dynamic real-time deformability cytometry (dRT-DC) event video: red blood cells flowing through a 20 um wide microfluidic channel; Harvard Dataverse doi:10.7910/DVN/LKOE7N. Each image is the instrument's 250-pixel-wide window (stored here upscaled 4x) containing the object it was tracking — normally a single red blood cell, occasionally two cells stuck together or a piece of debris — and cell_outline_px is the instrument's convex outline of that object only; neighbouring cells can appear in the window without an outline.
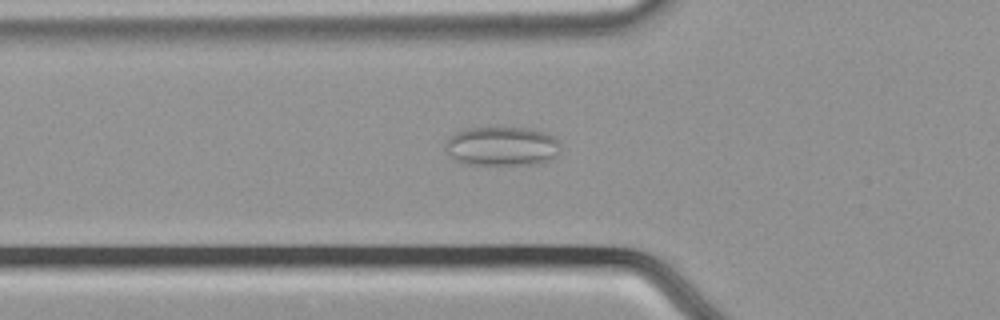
{"species": "common noctule bat (a hibernating species)", "species_latin": "Nyctalus noctula", "temperature_condition": "cold", "stored_images_in_passage": 38, "camera_frame_rate_fps": 3000, "um_per_image_px": 0.085, "animal": {"sex": "male", "body_mass_g": 21.5, "forearm_length_mm": 52.0}, "frame": {"image": 1, "passage_image": 6, "time_ms": 1.667, "image_size_px": [1000, 320], "cell_outline_px": [[560, 152], [552, 160], [536, 164], [464, 164], [456, 160], [448, 152], [444, 144], [456, 132], [464, 128], [528, 128], [544, 132], [556, 136], [560, 140]], "centroid_in_image_um": [42.73, 12.43], "position_along_channel_um": 83.1, "area_um2": 26.41}}
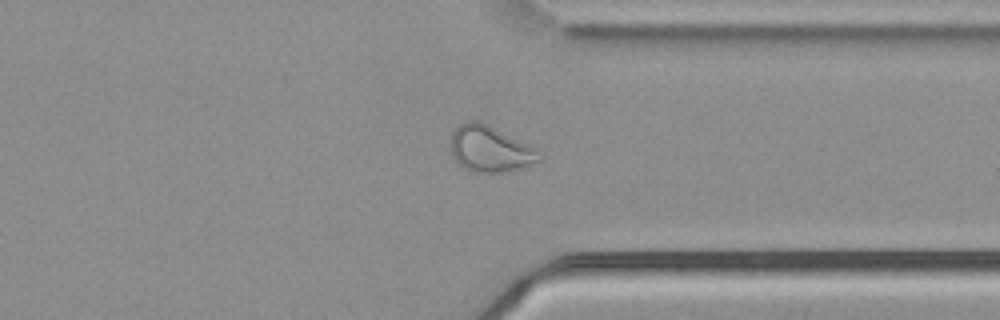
{"frame": {"image": 2, "passage_image": 29, "time_ms": 9.333, "image_size_px": [1000, 320], "cell_outline_px": [[540, 160], [520, 168], [500, 172], [472, 172], [464, 168], [452, 156], [452, 132], [464, 120], [476, 120], [488, 124], [536, 148]], "centroid_in_image_um": [41.62, 12.64], "position_along_channel_um": 369.8, "area_um2": 23.41}}
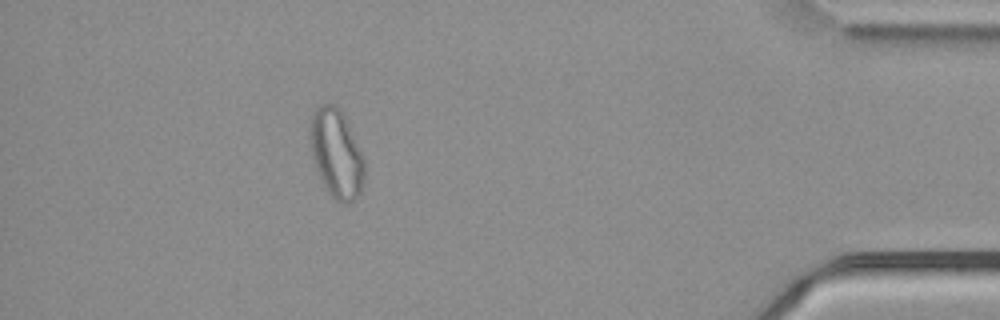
{"frame": {"image": 3, "passage_image": 36, "time_ms": 11.667, "image_size_px": [1000, 320], "cell_outline_px": [[364, 184], [360, 192], [348, 204], [344, 204], [336, 200], [324, 188], [320, 180], [312, 156], [308, 136], [308, 124], [312, 112], [320, 104], [332, 104], [340, 108], [364, 156]], "centroid_in_image_um": [28.56, 13.04], "position_along_channel_um": 406.6, "area_um2": 28.55}, "authors_computed_cell_mechanics": {"area_um2": 22.4553, "velocity_mm_per_s": 3.7486, "shape_relaxation_time_tau1_ms": null, "shape_relaxation_time_tau2_ms": 2.1557, "deformation_change_tau1": null, "deformation_change_tau2": 0.0747}}